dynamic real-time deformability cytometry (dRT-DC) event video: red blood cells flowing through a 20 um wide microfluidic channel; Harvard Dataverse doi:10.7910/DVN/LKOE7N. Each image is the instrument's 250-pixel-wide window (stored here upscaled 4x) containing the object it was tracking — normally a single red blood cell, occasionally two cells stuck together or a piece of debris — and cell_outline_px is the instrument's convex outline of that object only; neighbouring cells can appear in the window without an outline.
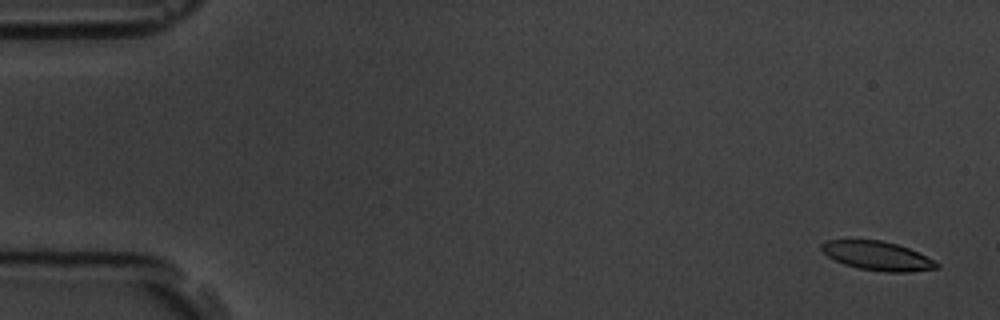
{"species": "common noctule bat (a hibernating species)", "species_latin": "Nyctalus noctula", "temperature_condition": "room temperature", "stored_images_in_passage": 5, "camera_frame_rate_fps": 3000, "um_per_image_px": 0.085, "animal": {"sex": "male", "body_mass_g": 19.5, "forearm_length_mm": 54.6}, "frame": {"image": 1, "passage_image": 1, "time_ms": 0.0, "image_size_px": [1000, 320], "cell_outline_px": [[940, 268], [908, 272], [884, 272], [860, 268], [844, 264], [828, 256], [820, 248], [820, 244], [828, 240], [880, 240], [896, 244], [908, 248], [936, 260], [940, 264]], "centroid_in_image_um": [74.62, 21.75], "position_along_channel_um": 10.4, "area_um2": 19.36}}
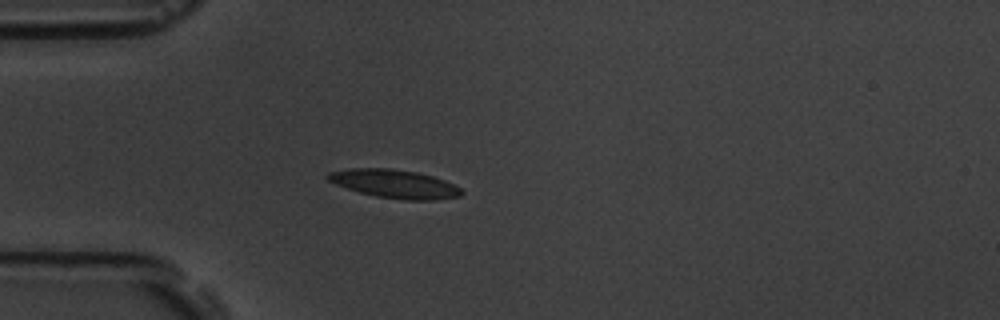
{"frame": {"image": 2, "passage_image": 5, "time_ms": 4.667, "image_size_px": [1000, 320], "cell_outline_px": [[464, 192], [460, 196], [436, 200], [408, 200], [376, 196], [360, 192], [336, 184], [328, 180], [324, 176], [328, 172], [352, 168], [392, 168], [416, 172], [432, 176], [444, 180], [460, 188]], "centroid_in_image_um": [33.54, 15.62], "position_along_channel_um": 51.5, "area_um2": 22.02}}